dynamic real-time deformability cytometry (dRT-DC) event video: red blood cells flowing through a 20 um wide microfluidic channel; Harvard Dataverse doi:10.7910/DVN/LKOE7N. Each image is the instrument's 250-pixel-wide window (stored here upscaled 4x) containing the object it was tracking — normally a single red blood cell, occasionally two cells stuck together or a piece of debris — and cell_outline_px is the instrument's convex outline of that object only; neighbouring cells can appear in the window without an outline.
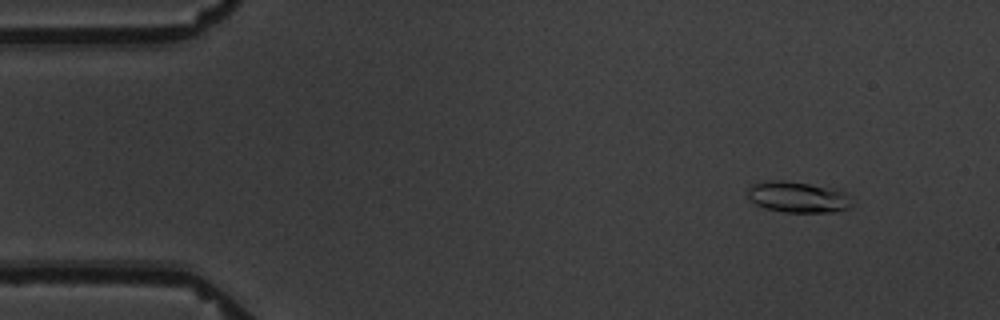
{"species": "common noctule bat (a hibernating species)", "species_latin": "Nyctalus noctula", "temperature_condition": "warm", "stored_images_in_passage": 10, "camera_frame_rate_fps": 3000, "um_per_image_px": 0.085, "animal": {"sex": "male", "body_mass_g": 19.5, "forearm_length_mm": 54.6}, "frame": {"image": 1, "passage_image": 1, "time_ms": 0.0, "image_size_px": [1000, 320], "cell_outline_px": [[852, 204], [848, 208], [832, 212], [784, 212], [764, 208], [756, 204], [748, 196], [748, 188], [752, 184], [764, 180], [784, 180], [808, 184], [844, 192], [852, 196]], "centroid_in_image_um": [67.79, 16.75], "position_along_channel_um": 17.2, "area_um2": 18.73}}
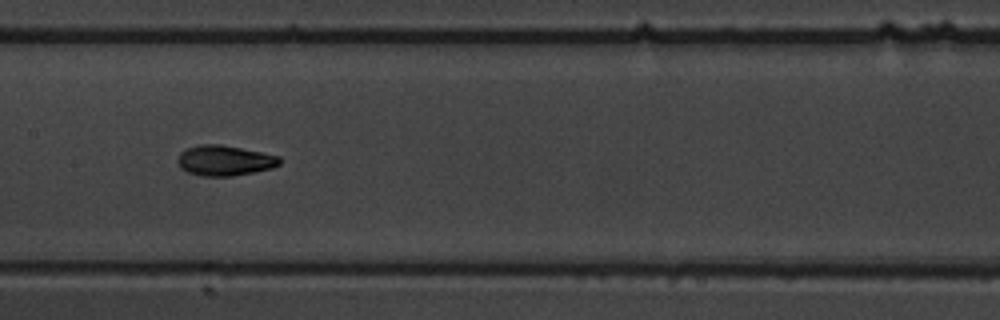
{"frame": {"image": 2, "passage_image": 7, "time_ms": 7.667, "image_size_px": [1000, 320], "cell_outline_px": [[280, 164], [272, 168], [232, 176], [204, 176], [188, 172], [180, 168], [176, 160], [180, 152], [188, 148], [200, 144], [220, 144], [280, 156]], "centroid_in_image_um": [19.06, 13.64], "position_along_channel_um": 188.3, "area_um2": 17.92}}
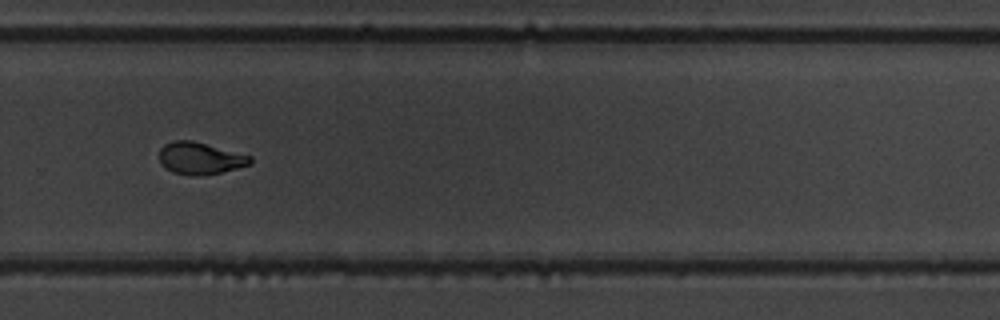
{"frame": {"image": 3, "passage_image": 10, "time_ms": 11.333, "image_size_px": [1000, 320], "cell_outline_px": [[252, 164], [220, 172], [172, 172], [160, 164], [160, 148], [164, 144], [172, 140], [192, 140], [252, 156]], "centroid_in_image_um": [17.01, 13.39], "position_along_channel_um": 312.8, "area_um2": 16.24}}